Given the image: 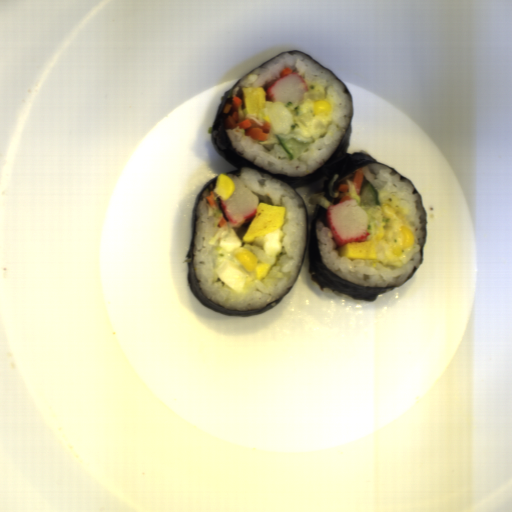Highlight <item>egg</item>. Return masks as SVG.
Returning <instances> with one entry per match:
<instances>
[{
    "mask_svg": "<svg viewBox=\"0 0 512 512\" xmlns=\"http://www.w3.org/2000/svg\"><path fill=\"white\" fill-rule=\"evenodd\" d=\"M306 85L308 91L297 102L268 101L267 90L262 86H243L245 108L239 107L237 123L249 119L263 126L264 122H269L271 129L267 141H259L268 151L279 142L277 137L281 139V136L287 134H296L303 138H324L334 118V101L325 86L311 83ZM319 99L331 102L332 114L313 116L314 101Z\"/></svg>",
    "mask_w": 512,
    "mask_h": 512,
    "instance_id": "2799bb9f",
    "label": "egg"
},
{
    "mask_svg": "<svg viewBox=\"0 0 512 512\" xmlns=\"http://www.w3.org/2000/svg\"><path fill=\"white\" fill-rule=\"evenodd\" d=\"M345 192L369 215L368 238L364 242L345 243L338 248L339 257L348 260H372L383 265H399L412 253L404 250L402 226L410 229L414 236L411 220L398 205L395 198L379 199L380 206L360 205V191H356L353 179L347 180Z\"/></svg>",
    "mask_w": 512,
    "mask_h": 512,
    "instance_id": "db1cbce2",
    "label": "egg"
},
{
    "mask_svg": "<svg viewBox=\"0 0 512 512\" xmlns=\"http://www.w3.org/2000/svg\"><path fill=\"white\" fill-rule=\"evenodd\" d=\"M206 213L213 217L214 225L218 229L209 243L214 246L218 243L215 265L217 279L240 294L248 290L257 279L252 273L242 268L235 257L234 250L245 247L251 250L263 264L271 266L277 264V257L283 252L286 208L259 201L255 216L252 217V222L242 240L235 230V224L229 221L219 226L223 218L220 207L209 204Z\"/></svg>",
    "mask_w": 512,
    "mask_h": 512,
    "instance_id": "d2b9013d",
    "label": "egg"
}]
</instances>
